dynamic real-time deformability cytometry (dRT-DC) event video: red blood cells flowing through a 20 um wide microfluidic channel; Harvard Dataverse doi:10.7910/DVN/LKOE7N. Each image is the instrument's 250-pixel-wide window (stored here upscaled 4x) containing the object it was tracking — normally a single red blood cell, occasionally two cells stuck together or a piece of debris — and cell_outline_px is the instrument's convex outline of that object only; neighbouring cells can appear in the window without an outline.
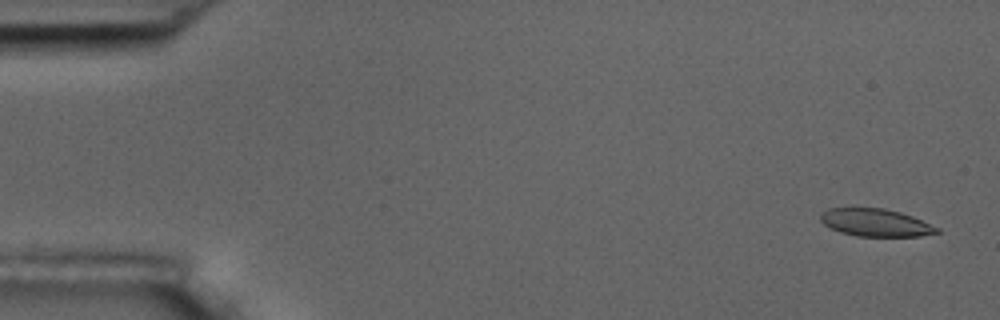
{"species": "common noctule bat (a hibernating species)", "species_latin": "Nyctalus noctula", "temperature_condition": "room temperature", "stored_images_in_passage": 6, "camera_frame_rate_fps": 3000, "um_per_image_px": 0.085, "animal": {"sex": "male", "body_mass_g": 17.5, "forearm_length_mm": 52.3}, "frame": {"image": 1, "passage_image": 1, "time_ms": 0.0, "image_size_px": [1000, 320], "cell_outline_px": [[940, 232], [920, 236], [856, 236], [840, 232], [824, 224], [820, 220], [820, 212], [828, 208], [852, 204], [884, 208], [900, 212], [912, 216], [940, 228]], "centroid_in_image_um": [74.34, 18.86], "position_along_channel_um": 10.7, "area_um2": 19.54}}
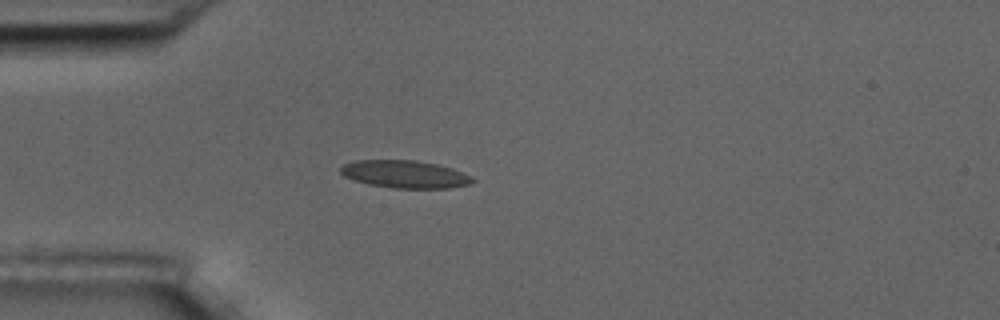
{"frame": {"image": 2, "passage_image": 4, "time_ms": 4.333, "image_size_px": [1000, 320], "cell_outline_px": [[476, 180], [472, 184], [448, 188], [392, 188], [368, 184], [344, 176], [340, 172], [340, 168], [344, 164], [356, 160], [416, 160], [436, 164], [452, 168], [472, 176]], "centroid_in_image_um": [34.45, 14.81], "position_along_channel_um": 50.6, "area_um2": 21.27}}